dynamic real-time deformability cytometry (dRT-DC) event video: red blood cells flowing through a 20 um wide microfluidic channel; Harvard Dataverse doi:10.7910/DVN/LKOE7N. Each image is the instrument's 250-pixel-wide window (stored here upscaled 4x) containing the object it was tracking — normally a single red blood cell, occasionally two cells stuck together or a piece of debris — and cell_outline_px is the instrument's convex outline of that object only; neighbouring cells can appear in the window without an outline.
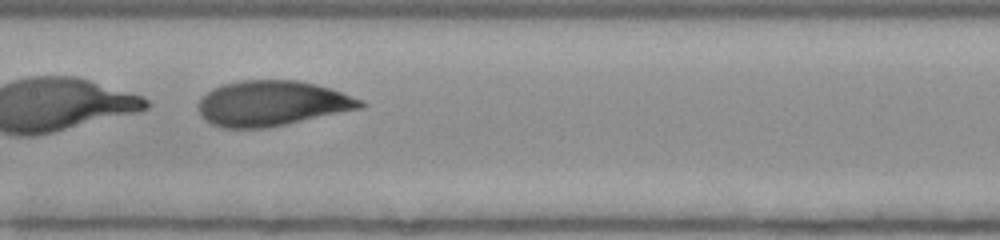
{"species": "human", "species_latin": "Homo sapiens", "temperature_condition": "room temperature", "stored_images_in_passage": 39, "camera_frame_rate_fps": 3000, "um_per_image_px": 0.085, "donor": {"sex": "female"}, "frame": {"image": 1, "passage_image": 21, "time_ms": 6.667, "image_size_px": [1000, 240], "cell_outline_px": [[368, 104], [364, 108], [268, 128], [220, 128], [212, 124], [200, 112], [200, 100], [212, 88], [224, 84], [240, 80], [296, 80], [316, 84], [364, 100]], "centroid_in_image_um": [23.18, 8.79], "position_along_channel_um": 184.2, "area_um2": 42.66}}
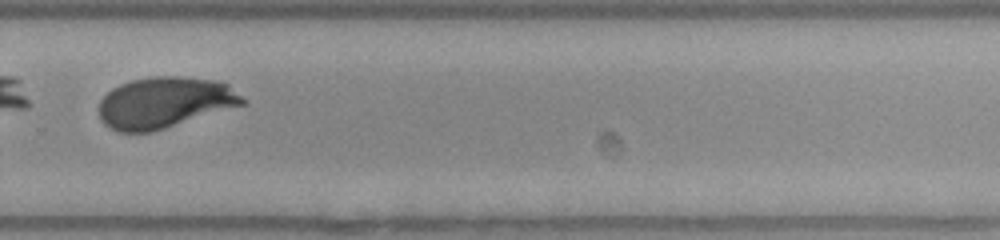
{"frame": {"image": 2, "passage_image": 31, "time_ms": 10.0, "image_size_px": [1000, 240], "cell_outline_px": [[248, 100], [244, 104], [164, 128], [148, 132], [120, 132], [104, 124], [100, 116], [100, 100], [112, 88], [120, 84], [132, 80], [156, 76], [176, 76], [212, 80], [228, 84]], "centroid_in_image_um": [14.0, 8.7], "position_along_channel_um": 315.8, "area_um2": 42.19}, "authors_computed_cell_mechanics": {"area_um2": 43.0032, "velocity_mm_per_s": 3.9597, "shape_relaxation_time_tau1_ms": 1.477, "shape_relaxation_time_tau2_ms": 1.1265, "deformation_change_tau1": 0.3082, "deformation_change_tau2": 0.0602}}